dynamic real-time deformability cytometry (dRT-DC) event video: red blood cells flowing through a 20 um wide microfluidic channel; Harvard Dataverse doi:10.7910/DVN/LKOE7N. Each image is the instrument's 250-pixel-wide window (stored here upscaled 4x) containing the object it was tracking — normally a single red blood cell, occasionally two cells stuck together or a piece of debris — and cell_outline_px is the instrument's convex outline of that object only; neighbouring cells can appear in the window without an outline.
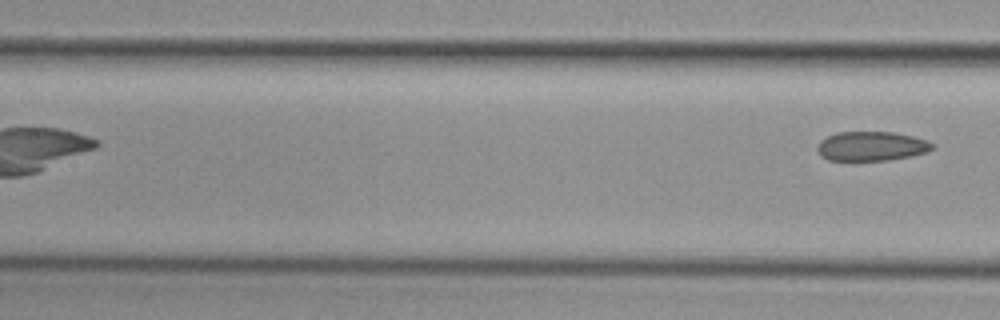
{"species": "common noctule bat (a hibernating species)", "species_latin": "Nyctalus noctula", "temperature_condition": "cold", "stored_images_in_passage": 9, "segment_of_instrument_passage": [2, 2], "camera_frame_rate_fps": 3000, "um_per_image_px": 0.085, "animal": {"sex": "female", "body_mass_g": 29.2, "forearm_length_mm": 56.3}, "frame": {"image": 1, "passage_image": 9, "time_ms": 9.667, "image_size_px": [1000, 320], "cell_outline_px": [[932, 148], [928, 152], [912, 156], [888, 160], [828, 160], [820, 156], [816, 148], [820, 140], [836, 132], [892, 132], [912, 136], [928, 140], [932, 144]], "centroid_in_image_um": [74.05, 12.43], "position_along_channel_um": 133.4, "area_um2": 19.71}}